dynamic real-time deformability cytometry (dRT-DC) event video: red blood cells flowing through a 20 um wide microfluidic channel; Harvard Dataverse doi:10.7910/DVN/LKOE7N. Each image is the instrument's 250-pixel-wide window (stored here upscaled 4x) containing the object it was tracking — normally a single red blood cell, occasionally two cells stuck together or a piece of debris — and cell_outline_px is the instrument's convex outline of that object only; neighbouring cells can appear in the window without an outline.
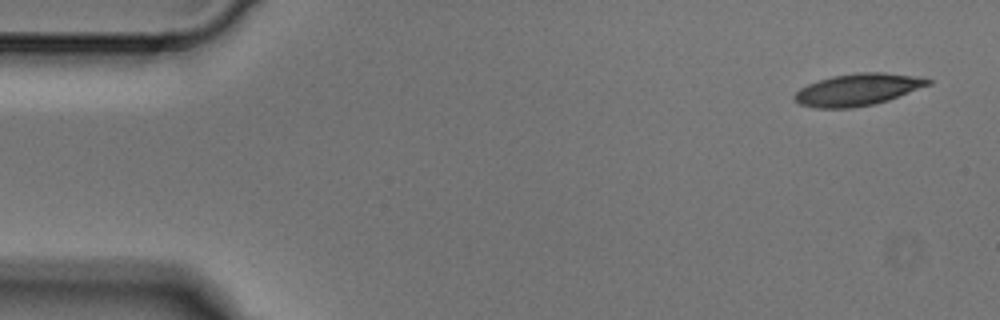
{"species": "Egyptian fruit bat (a non-hibernating species)", "species_latin": "Rousettus aegyptiacus", "temperature_condition": "cold", "stored_images_in_passage": 4, "camera_frame_rate_fps": 3000, "um_per_image_px": 0.085, "animal": {"sex": "male"}, "frame": {"image": 1, "passage_image": 1, "time_ms": 0.0, "image_size_px": [1000, 320], "cell_outline_px": [[932, 84], [888, 100], [872, 104], [852, 108], [816, 108], [800, 104], [792, 96], [800, 88], [808, 84], [832, 76], [860, 72], [884, 72], [912, 76], [932, 80]], "centroid_in_image_um": [72.89, 7.62], "position_along_channel_um": 12.1, "area_um2": 24.62}}
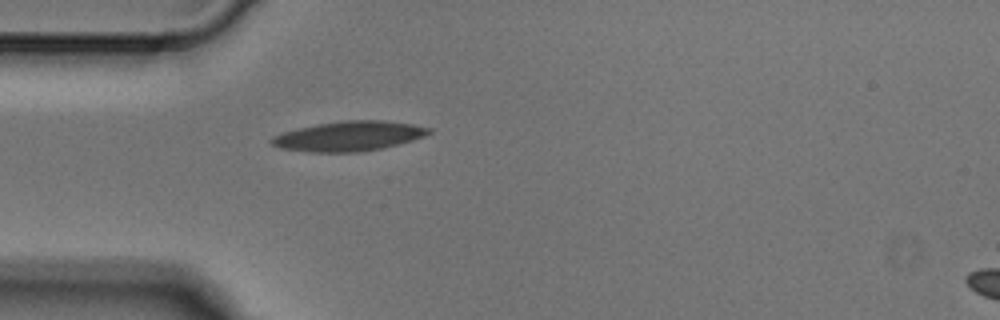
{"frame": {"image": 2, "passage_image": 4, "time_ms": 1.0, "image_size_px": [1000, 320], "cell_outline_px": [[432, 132], [424, 136], [412, 140], [380, 148], [360, 152], [308, 152], [280, 148], [272, 144], [268, 140], [272, 136], [284, 132], [300, 128], [320, 124], [344, 120], [384, 120], [412, 124], [432, 128]], "centroid_in_image_um": [29.65, 11.57], "position_along_channel_um": 55.3, "area_um2": 27.11}}